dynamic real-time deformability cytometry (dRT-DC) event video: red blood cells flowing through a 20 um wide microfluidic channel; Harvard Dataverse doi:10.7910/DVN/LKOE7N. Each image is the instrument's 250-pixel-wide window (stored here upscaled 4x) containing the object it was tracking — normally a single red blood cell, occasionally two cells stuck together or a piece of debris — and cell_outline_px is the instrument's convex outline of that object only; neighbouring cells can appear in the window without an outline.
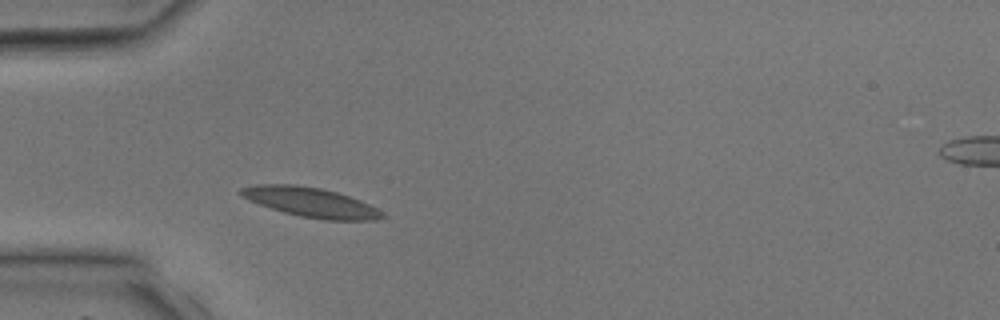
{"species": "common noctule bat (a hibernating species)", "species_latin": "Nyctalus noctula", "temperature_condition": "room temperature", "stored_images_in_passage": 27, "camera_frame_rate_fps": 3000, "um_per_image_px": 0.085, "animal": {"sex": "male", "body_mass_g": 17.9, "forearm_length_mm": 54.2}, "frame": {"image": 1, "passage_image": 5, "time_ms": 1.333, "image_size_px": [1000, 320], "cell_outline_px": [[388, 216], [376, 220], [324, 220], [300, 216], [284, 212], [260, 204], [236, 192], [240, 188], [256, 184], [296, 184], [320, 188], [336, 192], [360, 200], [384, 212]], "centroid_in_image_um": [26.45, 17.19], "position_along_channel_um": 58.6, "area_um2": 24.22}}
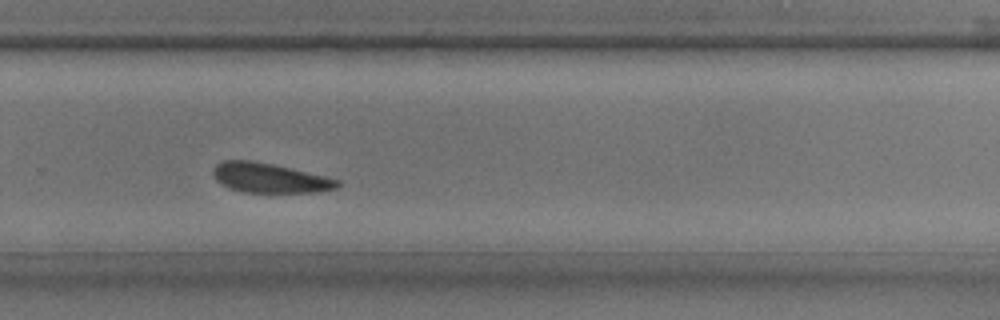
{"frame": {"image": 2, "passage_image": 20, "time_ms": 6.333, "image_size_px": [1000, 320], "cell_outline_px": [[340, 184], [336, 188], [320, 192], [240, 192], [228, 188], [220, 184], [216, 180], [212, 172], [212, 168], [216, 164], [224, 160], [252, 160], [272, 164], [324, 176], [340, 180]], "centroid_in_image_um": [22.86, 15.13], "position_along_channel_um": 306.9, "area_um2": 21.5}}